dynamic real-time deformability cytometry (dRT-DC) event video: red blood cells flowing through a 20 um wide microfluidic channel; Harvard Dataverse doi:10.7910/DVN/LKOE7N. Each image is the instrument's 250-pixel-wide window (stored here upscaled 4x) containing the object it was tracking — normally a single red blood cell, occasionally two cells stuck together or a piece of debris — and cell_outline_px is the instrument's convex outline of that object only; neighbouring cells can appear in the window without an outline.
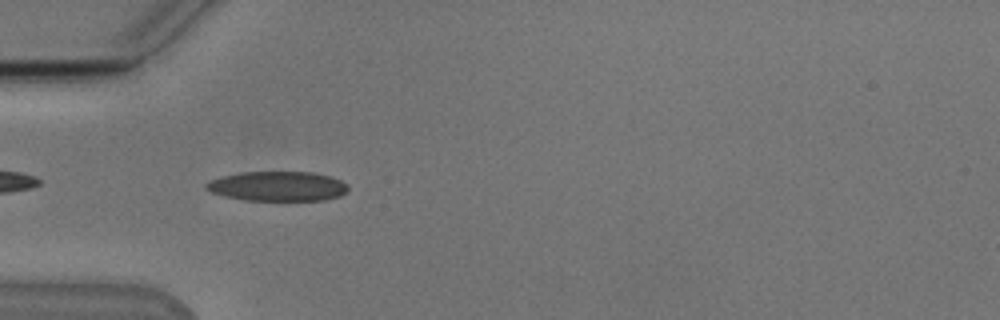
{"species": "Egyptian fruit bat (a non-hibernating species)", "species_latin": "Rousettus aegyptiacus", "temperature_condition": "cold", "stored_images_in_passage": 39, "camera_frame_rate_fps": 3000, "um_per_image_px": 0.085, "animal": {"sex": "male"}, "frame": {"image": 1, "passage_image": 2, "time_ms": 0.333, "image_size_px": [1000, 320], "cell_outline_px": [[348, 192], [340, 196], [324, 200], [244, 200], [224, 196], [212, 192], [204, 188], [204, 184], [212, 180], [224, 176], [240, 172], [312, 172], [332, 176], [348, 184]], "centroid_in_image_um": [23.64, 15.83], "position_along_channel_um": 61.4, "area_um2": 24.62}}
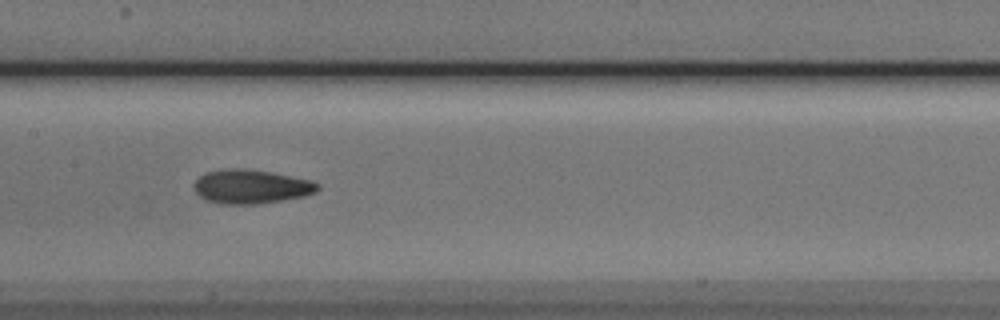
{"frame": {"image": 2, "passage_image": 12, "time_ms": 3.667, "image_size_px": [1000, 320], "cell_outline_px": [[320, 188], [316, 192], [304, 196], [256, 204], [220, 204], [208, 200], [200, 196], [196, 192], [196, 180], [204, 172], [228, 168], [244, 168], [272, 172], [312, 180], [320, 184]], "centroid_in_image_um": [21.38, 15.85], "position_along_channel_um": 186.0, "area_um2": 24.45}}
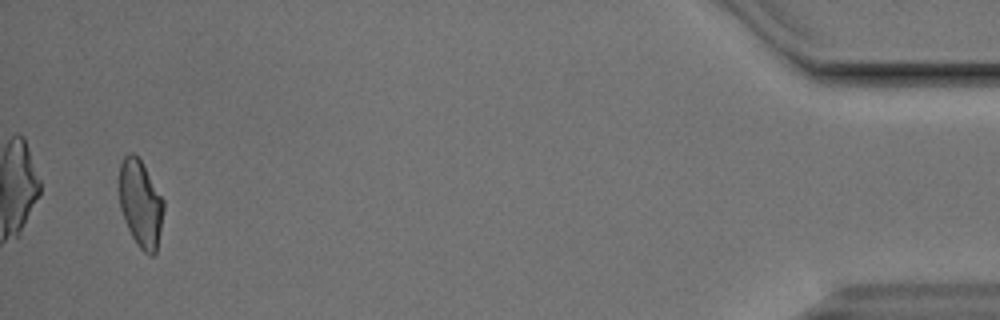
{"frame": {"image": 3, "passage_image": 37, "time_ms": 12.0, "image_size_px": [1000, 320], "cell_outline_px": [[164, 208], [156, 252], [152, 256], [144, 252], [136, 244], [124, 220], [120, 208], [120, 164], [124, 156], [128, 152], [132, 152], [140, 160], [164, 200]], "centroid_in_image_um": [11.94, 17.32], "position_along_channel_um": 423.3, "area_um2": 22.25}, "authors_computed_cell_mechanics": {"area_um2": 23.409, "velocity_mm_per_s": 3.8261, "shape_relaxation_time_tau1_ms": 10.2834, "shape_relaxation_time_tau2_ms": 2.4032, "deformation_change_tau1": 0.2194, "deformation_change_tau2": 0.0853}}